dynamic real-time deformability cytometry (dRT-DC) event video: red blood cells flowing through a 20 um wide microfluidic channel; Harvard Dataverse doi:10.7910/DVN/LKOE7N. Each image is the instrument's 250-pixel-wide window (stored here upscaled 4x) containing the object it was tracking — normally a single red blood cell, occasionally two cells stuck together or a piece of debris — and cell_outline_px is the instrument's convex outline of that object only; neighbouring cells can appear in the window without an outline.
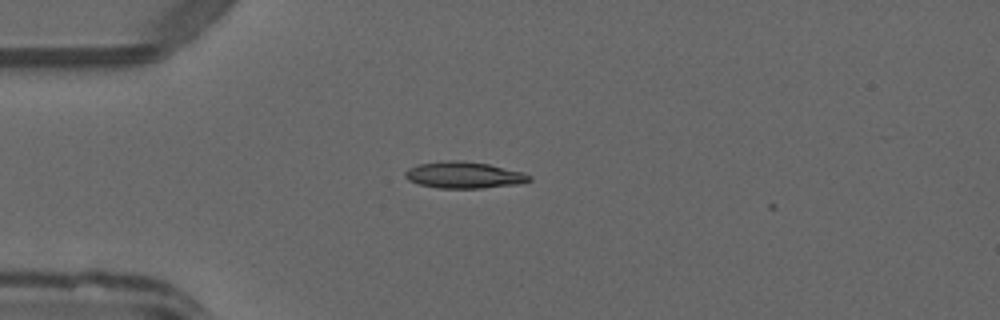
{"species": "common noctule bat (a hibernating species)", "species_latin": "Nyctalus noctula", "temperature_condition": "warm", "stored_images_in_passage": 3, "segment_of_instrument_passage": [1, 2], "camera_frame_rate_fps": 3000, "um_per_image_px": 0.085, "animal": {"sex": "male", "forearm_length_mm": 52.5}, "frame": {"image": 1, "passage_image": 1, "time_ms": 0.0, "image_size_px": [1000, 320], "cell_outline_px": [[532, 180], [524, 184], [484, 188], [436, 188], [420, 184], [408, 180], [404, 176], [404, 172], [408, 168], [416, 164], [444, 160], [460, 160], [488, 164], [524, 172], [532, 176]], "centroid_in_image_um": [39.46, 14.88], "position_along_channel_um": 45.5, "area_um2": 19.59}}